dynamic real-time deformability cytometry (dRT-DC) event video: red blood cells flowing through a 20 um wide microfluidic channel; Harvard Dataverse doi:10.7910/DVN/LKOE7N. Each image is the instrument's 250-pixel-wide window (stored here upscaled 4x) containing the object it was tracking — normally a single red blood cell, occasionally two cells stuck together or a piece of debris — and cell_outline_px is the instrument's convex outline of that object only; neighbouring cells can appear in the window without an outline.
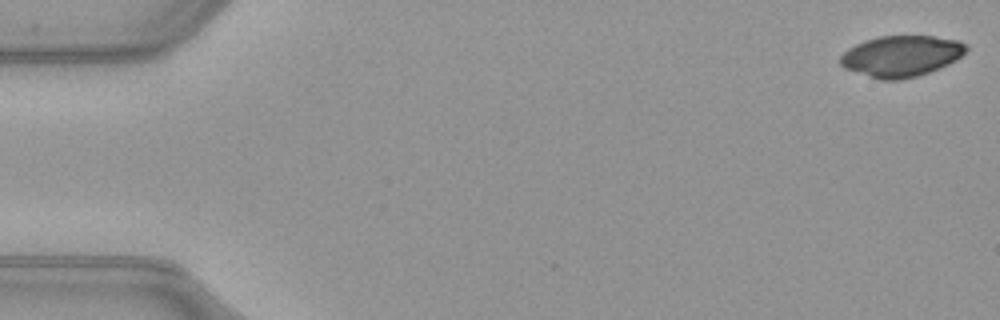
{"species": "common noctule bat (a hibernating species)", "species_latin": "Nyctalus noctula", "temperature_condition": "warm", "stored_images_in_passage": 51, "camera_frame_rate_fps": 3000, "um_per_image_px": 0.085, "animal": {"sex": "female", "body_mass_g": 21.9}, "frame": {"image": 1, "passage_image": 1, "time_ms": 0.0, "image_size_px": [1000, 320], "cell_outline_px": [[968, 48], [956, 60], [948, 64], [928, 72], [916, 76], [900, 80], [880, 80], [844, 68], [840, 64], [840, 56], [848, 48], [864, 40], [880, 36], [932, 36], [960, 40], [968, 44]], "centroid_in_image_um": [76.6, 4.76], "position_along_channel_um": 8.4, "area_um2": 30.11}}
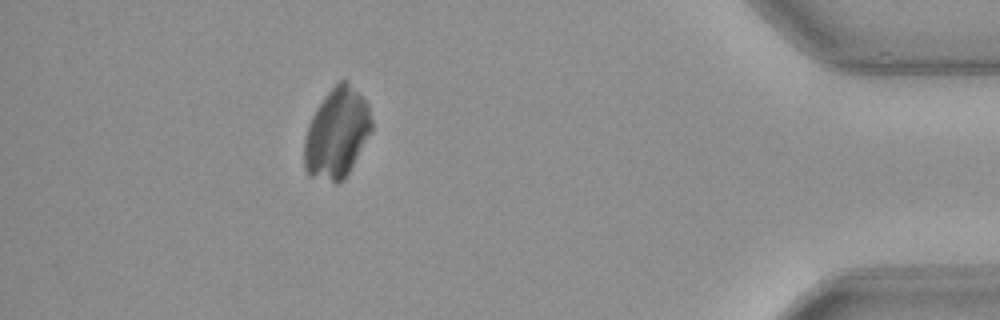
{"frame": {"image": 2, "passage_image": 46, "time_ms": 15.0, "image_size_px": [1000, 320], "cell_outline_px": [[372, 132], [348, 172], [336, 184], [308, 176], [304, 168], [304, 136], [308, 124], [316, 108], [324, 96], [340, 80], [348, 80], [368, 104], [372, 120]], "centroid_in_image_um": [28.61, 11.33], "position_along_channel_um": 406.6, "area_um2": 35.49}}